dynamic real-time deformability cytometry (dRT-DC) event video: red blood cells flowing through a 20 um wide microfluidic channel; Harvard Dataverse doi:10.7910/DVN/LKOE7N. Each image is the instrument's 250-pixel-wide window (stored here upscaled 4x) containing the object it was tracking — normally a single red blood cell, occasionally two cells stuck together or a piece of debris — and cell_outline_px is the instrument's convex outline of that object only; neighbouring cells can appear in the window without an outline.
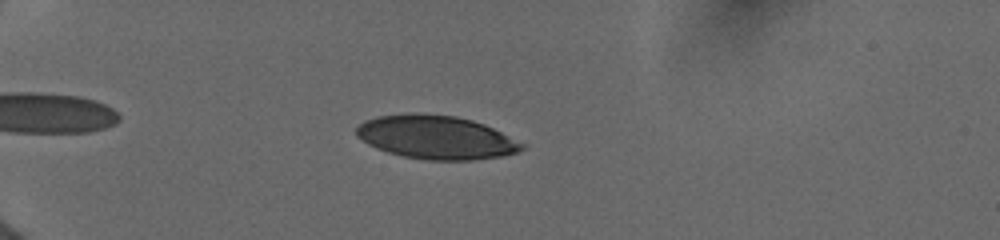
{"species": "human", "species_latin": "Homo sapiens", "temperature_condition": "cold", "stored_images_in_passage": 40, "camera_frame_rate_fps": 3000, "um_per_image_px": 0.085, "donor": {"sex": "female"}, "frame": {"image": 1, "passage_image": 3, "time_ms": 1.0, "image_size_px": [1000, 240], "cell_outline_px": [[524, 148], [516, 152], [504, 156], [472, 160], [428, 160], [404, 156], [388, 152], [376, 148], [368, 144], [356, 136], [356, 128], [364, 120], [380, 116], [416, 112], [456, 116], [472, 120], [484, 124], [524, 144]], "centroid_in_image_um": [37.04, 11.66], "position_along_channel_um": 48.0, "area_um2": 41.85}}
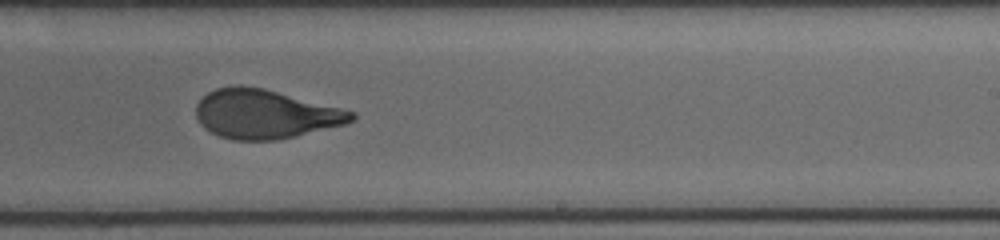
{"frame": {"image": 2, "passage_image": 20, "time_ms": 7.667, "image_size_px": [1000, 240], "cell_outline_px": [[356, 116], [352, 120], [344, 124], [276, 140], [232, 140], [220, 136], [204, 128], [200, 124], [196, 116], [196, 104], [208, 92], [216, 88], [240, 84], [264, 88], [356, 112]], "centroid_in_image_um": [22.49, 9.68], "position_along_channel_um": 266.5, "area_um2": 44.16}}
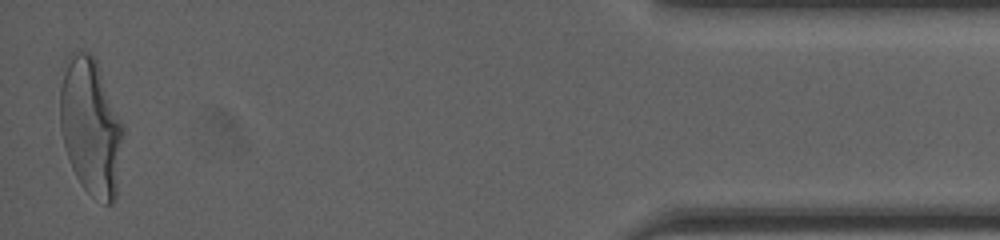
{"frame": {"image": 3, "passage_image": 39, "time_ms": 13.333, "image_size_px": [1000, 240], "cell_outline_px": [[124, 132], [116, 200], [112, 204], [104, 204], [92, 196], [80, 184], [68, 160], [60, 128], [60, 88], [64, 60], [68, 52], [88, 52], [96, 60], [124, 128]], "centroid_in_image_um": [7.7, 10.79], "position_along_channel_um": 427.5, "area_um2": 50.75}, "authors_computed_cell_mechanics": {"area_um2": 45.4308, "velocity_mm_per_s": 3.9612, "shape_relaxation_time_tau1_ms": 5.1054, "shape_relaxation_time_tau2_ms": 0.7293, "deformation_change_tau1": 0.2059, "deformation_change_tau2": 0.0658}}